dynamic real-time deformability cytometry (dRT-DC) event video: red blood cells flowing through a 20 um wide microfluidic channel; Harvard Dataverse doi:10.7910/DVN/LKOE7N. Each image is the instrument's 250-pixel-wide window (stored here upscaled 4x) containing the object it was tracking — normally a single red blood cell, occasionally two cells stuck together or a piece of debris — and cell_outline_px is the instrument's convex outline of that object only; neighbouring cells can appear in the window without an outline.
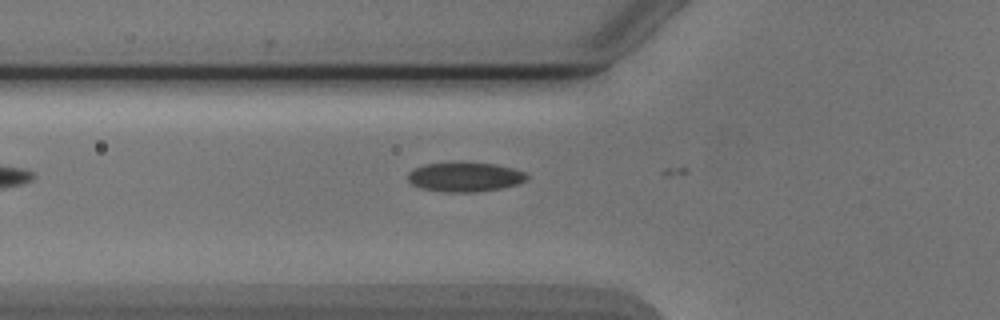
{"species": "Egyptian fruit bat (a non-hibernating species)", "species_latin": "Rousettus aegyptiacus", "temperature_condition": "cold", "stored_images_in_passage": 4, "camera_frame_rate_fps": 3000, "um_per_image_px": 0.085, "animal": {"sex": "male"}, "frame": {"image": 1, "passage_image": 3, "time_ms": 2.667, "image_size_px": [1000, 320], "cell_outline_px": [[528, 176], [524, 180], [516, 184], [500, 188], [476, 192], [444, 192], [420, 188], [412, 184], [408, 180], [408, 172], [412, 168], [424, 164], [460, 160], [496, 164], [512, 168], [524, 172]], "centroid_in_image_um": [39.44, 15.0], "position_along_channel_um": 86.4, "area_um2": 20.92}}